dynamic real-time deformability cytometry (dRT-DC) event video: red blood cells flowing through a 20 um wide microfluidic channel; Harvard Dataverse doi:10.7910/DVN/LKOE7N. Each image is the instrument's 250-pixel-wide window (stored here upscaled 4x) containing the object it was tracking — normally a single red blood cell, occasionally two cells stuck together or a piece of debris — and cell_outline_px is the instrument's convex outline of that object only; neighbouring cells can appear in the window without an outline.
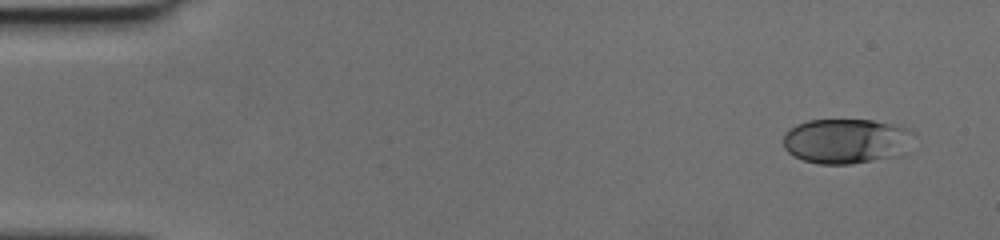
{"species": "human", "species_latin": "Homo sapiens", "temperature_condition": "cold", "stored_images_in_passage": 47, "camera_frame_rate_fps": 3000, "um_per_image_px": 0.085, "donor": {"sex": "female"}, "frame": {"image": 1, "passage_image": 1, "time_ms": 0.0, "image_size_px": [1000, 240], "cell_outline_px": [[912, 132], [896, 156], [852, 164], [820, 164], [804, 160], [792, 156], [784, 148], [784, 132], [788, 128], [796, 124], [808, 120], [872, 120], [908, 128]], "centroid_in_image_um": [71.77, 11.98], "position_along_channel_um": 13.2, "area_um2": 33.52}}
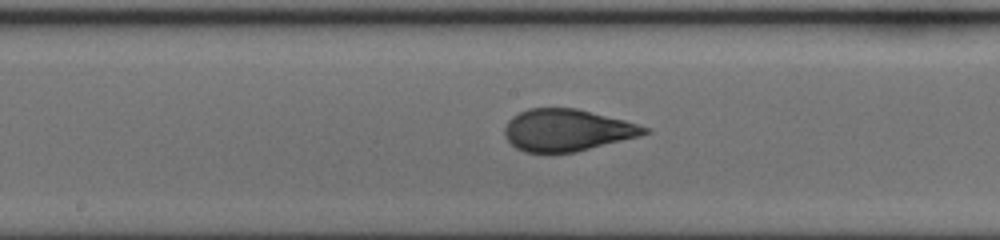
{"frame": {"image": 2, "passage_image": 24, "time_ms": 7.667, "image_size_px": [1000, 240], "cell_outline_px": [[652, 132], [640, 136], [576, 152], [548, 156], [524, 152], [516, 148], [504, 136], [504, 128], [508, 120], [512, 116], [528, 108], [576, 108], [624, 120], [648, 128]], "centroid_in_image_um": [48.15, 11.1], "position_along_channel_um": 200.1, "area_um2": 34.85}}
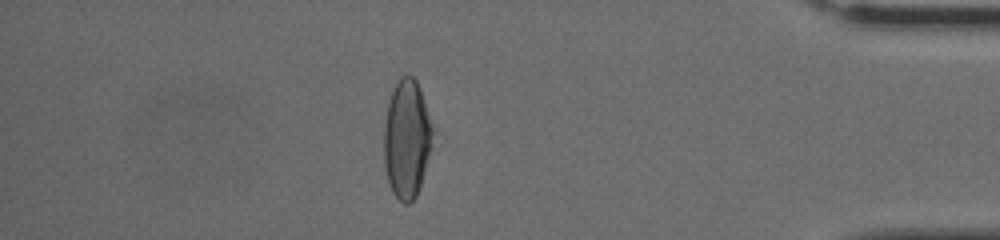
{"frame": {"image": 3, "passage_image": 41, "time_ms": 13.333, "image_size_px": [1000, 240], "cell_outline_px": [[432, 144], [420, 184], [416, 196], [408, 204], [404, 204], [392, 192], [388, 180], [384, 164], [384, 124], [388, 100], [392, 88], [396, 80], [400, 76], [412, 76], [416, 80], [420, 88], [432, 128]], "centroid_in_image_um": [34.54, 11.77], "position_along_channel_um": 400.7, "area_um2": 33.41}}